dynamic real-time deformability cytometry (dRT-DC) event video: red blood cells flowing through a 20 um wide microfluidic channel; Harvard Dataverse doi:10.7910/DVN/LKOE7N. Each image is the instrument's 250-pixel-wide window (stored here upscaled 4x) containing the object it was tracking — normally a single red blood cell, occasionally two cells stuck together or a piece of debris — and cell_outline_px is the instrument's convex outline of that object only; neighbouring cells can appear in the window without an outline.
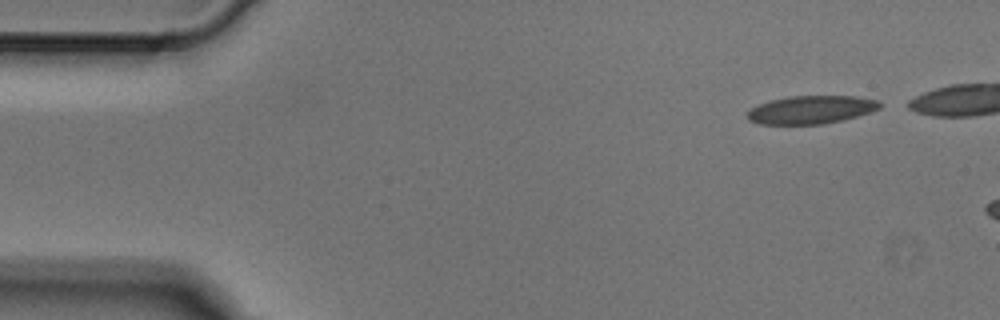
{"species": "Egyptian fruit bat (a non-hibernating species)", "species_latin": "Rousettus aegyptiacus", "temperature_condition": "cold", "stored_images_in_passage": 2, "camera_frame_rate_fps": 3000, "um_per_image_px": 0.085, "animal": {"sex": "male"}, "frame": {"image": 1, "passage_image": 1, "time_ms": 0.0, "image_size_px": [1000, 320], "cell_outline_px": [[884, 104], [880, 108], [844, 120], [820, 124], [760, 124], [748, 120], [748, 112], [752, 108], [768, 100], [788, 96], [856, 96], [880, 100]], "centroid_in_image_um": [68.98, 9.31], "position_along_channel_um": 16.0, "area_um2": 21.73}}